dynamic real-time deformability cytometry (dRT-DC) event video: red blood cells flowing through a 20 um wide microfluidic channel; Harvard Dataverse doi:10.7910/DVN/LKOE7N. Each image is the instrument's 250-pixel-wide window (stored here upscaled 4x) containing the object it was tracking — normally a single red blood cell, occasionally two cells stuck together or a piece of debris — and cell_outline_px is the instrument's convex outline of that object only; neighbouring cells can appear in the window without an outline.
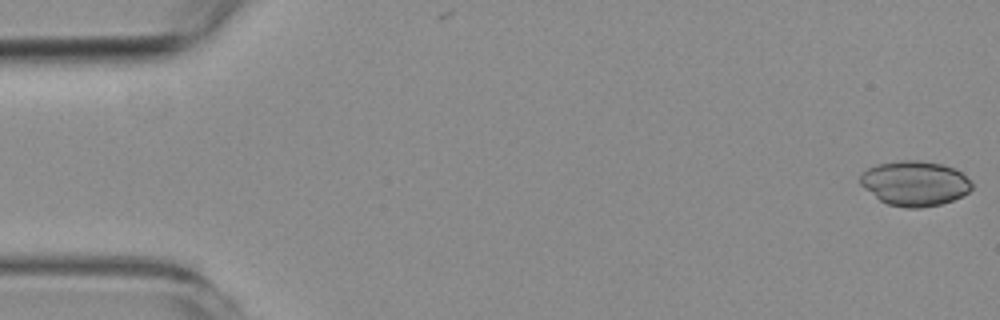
{"species": "common noctule bat (a hibernating species)", "species_latin": "Nyctalus noctula", "temperature_condition": "room temperature", "stored_images_in_passage": 10, "camera_frame_rate_fps": 3000, "um_per_image_px": 0.085, "animal": {"sex": "female", "body_mass_g": 19.3, "forearm_length_mm": 54.1}, "frame": {"image": 1, "passage_image": 1, "time_ms": 0.0, "image_size_px": [1000, 320], "cell_outline_px": [[972, 188], [964, 196], [940, 204], [920, 208], [904, 208], [888, 204], [880, 200], [864, 188], [860, 184], [860, 176], [868, 168], [876, 164], [900, 160], [920, 160], [940, 164], [952, 168], [960, 172], [972, 180]], "centroid_in_image_um": [77.76, 15.59], "position_along_channel_um": 7.2, "area_um2": 29.25}}